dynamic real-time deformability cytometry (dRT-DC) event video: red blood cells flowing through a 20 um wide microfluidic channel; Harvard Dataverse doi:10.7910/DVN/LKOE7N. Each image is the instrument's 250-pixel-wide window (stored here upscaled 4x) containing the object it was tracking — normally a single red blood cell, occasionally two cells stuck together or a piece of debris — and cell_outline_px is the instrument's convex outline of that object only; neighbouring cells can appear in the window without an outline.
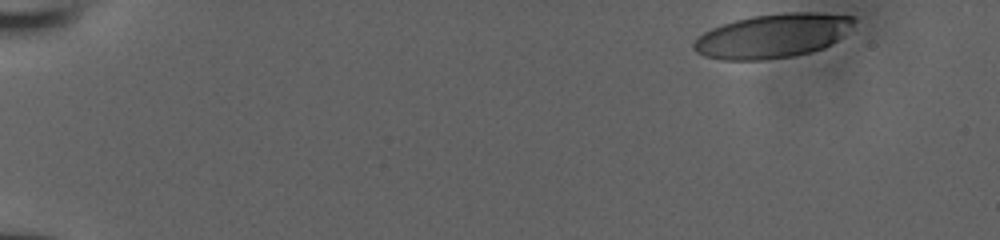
{"species": "human", "species_latin": "Homo sapiens", "temperature_condition": "room temperature", "stored_images_in_passage": 41, "camera_frame_rate_fps": 3000, "um_per_image_px": 0.085, "donor": {"sex": "male"}, "frame": {"image": 1, "passage_image": 1, "time_ms": 0.0, "image_size_px": [1000, 240], "cell_outline_px": [[856, 20], [832, 44], [824, 48], [792, 56], [764, 60], [720, 60], [704, 56], [696, 52], [692, 48], [692, 44], [704, 32], [712, 28], [736, 20], [752, 16], [784, 12], [816, 12], [852, 16]], "centroid_in_image_um": [65.64, 3.05], "position_along_channel_um": 19.4, "area_um2": 40.86}}
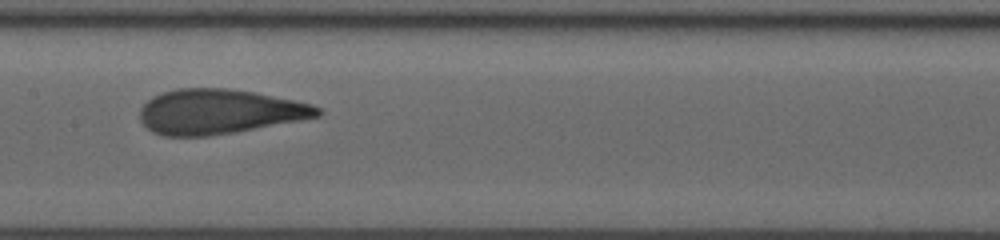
{"frame": {"image": 2, "passage_image": 24, "time_ms": 7.667, "image_size_px": [1000, 240], "cell_outline_px": [[324, 112], [320, 116], [300, 120], [236, 132], [208, 136], [164, 136], [152, 132], [140, 120], [140, 108], [152, 96], [176, 88], [228, 88], [256, 92], [312, 104], [320, 108]], "centroid_in_image_um": [18.63, 9.49], "position_along_channel_um": 188.8, "area_um2": 46.47}}
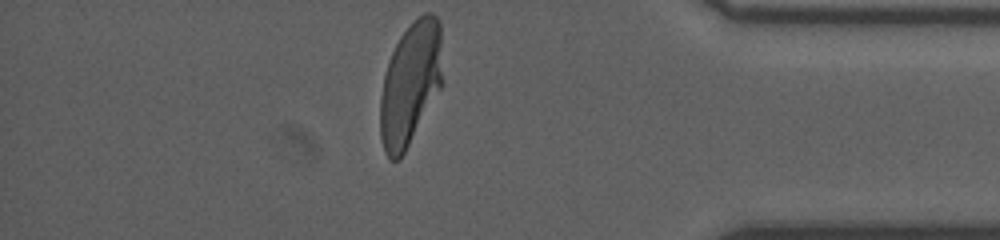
{"frame": {"image": 3, "passage_image": 41, "time_ms": 13.333, "image_size_px": [1000, 240], "cell_outline_px": [[440, 88], [400, 160], [388, 160], [384, 152], [380, 136], [380, 96], [384, 76], [392, 52], [400, 36], [412, 20], [424, 12], [432, 12], [440, 20]], "centroid_in_image_um": [34.84, 7.12], "position_along_channel_um": 400.4, "area_um2": 44.22}}